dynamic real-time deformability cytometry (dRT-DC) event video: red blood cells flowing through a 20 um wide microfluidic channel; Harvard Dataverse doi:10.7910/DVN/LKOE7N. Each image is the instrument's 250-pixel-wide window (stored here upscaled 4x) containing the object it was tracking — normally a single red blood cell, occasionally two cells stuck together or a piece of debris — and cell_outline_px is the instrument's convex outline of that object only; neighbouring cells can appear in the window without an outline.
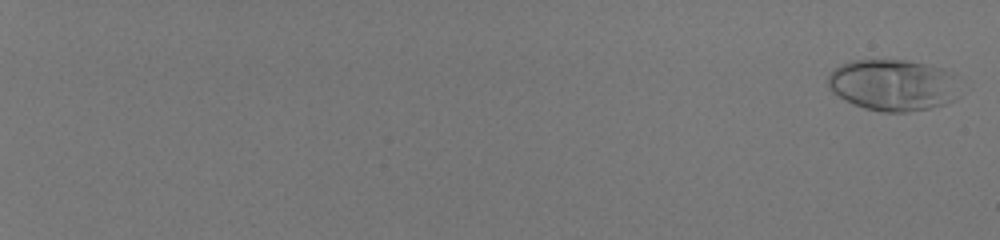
{"species": "human", "species_latin": "Homo sapiens", "temperature_condition": "room temperature", "stored_images_in_passage": 59, "camera_frame_rate_fps": 3000, "um_per_image_px": 0.085, "donor": {"sex": "male"}, "frame": {"image": 1, "passage_image": 2, "time_ms": 0.333, "image_size_px": [1000, 240], "cell_outline_px": [[956, 100], [944, 104], [928, 108], [908, 112], [880, 112], [864, 108], [832, 92], [828, 88], [828, 76], [836, 68], [852, 60], [908, 60], [940, 68], [944, 72]], "centroid_in_image_um": [75.75, 7.24], "position_along_channel_um": 9.2, "area_um2": 37.97}}
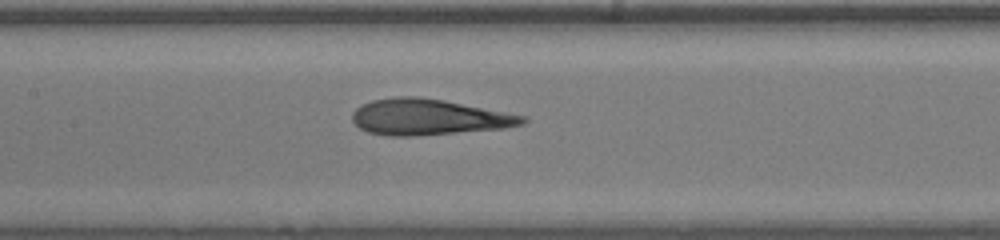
{"frame": {"image": 2, "passage_image": 36, "time_ms": 11.667, "image_size_px": [1000, 240], "cell_outline_px": [[528, 120], [524, 124], [504, 128], [416, 136], [388, 136], [368, 132], [360, 128], [352, 120], [352, 112], [356, 108], [372, 100], [400, 96], [416, 96], [444, 100], [528, 116]], "centroid_in_image_um": [36.45, 9.95], "position_along_channel_um": 170.9, "area_um2": 35.72}}
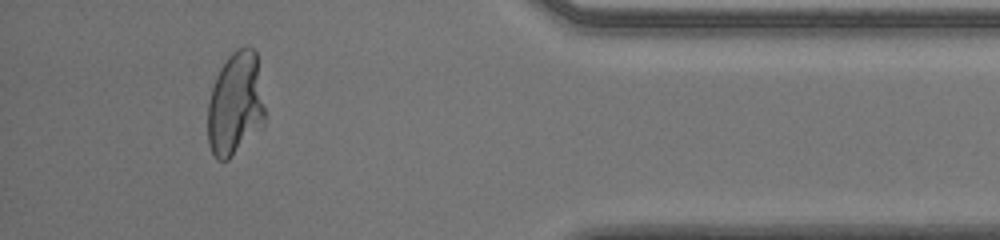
{"frame": {"image": 3, "passage_image": 56, "time_ms": 18.333, "image_size_px": [1000, 240], "cell_outline_px": [[264, 128], [228, 160], [216, 160], [208, 144], [208, 104], [212, 88], [216, 76], [220, 68], [228, 56], [236, 48], [244, 44], [252, 48], [256, 52], [264, 108]], "centroid_in_image_um": [20.01, 8.86], "position_along_channel_um": 415.2, "area_um2": 34.91}, "authors_computed_cell_mechanics": {"area_um2": 35.7204, "velocity_mm_per_s": 4.0379, "shape_relaxation_time_tau1_ms": 7.1703, "shape_relaxation_time_tau2_ms": 0.8497, "deformation_change_tau1": 0.3245, "deformation_change_tau2": 0.0773}}